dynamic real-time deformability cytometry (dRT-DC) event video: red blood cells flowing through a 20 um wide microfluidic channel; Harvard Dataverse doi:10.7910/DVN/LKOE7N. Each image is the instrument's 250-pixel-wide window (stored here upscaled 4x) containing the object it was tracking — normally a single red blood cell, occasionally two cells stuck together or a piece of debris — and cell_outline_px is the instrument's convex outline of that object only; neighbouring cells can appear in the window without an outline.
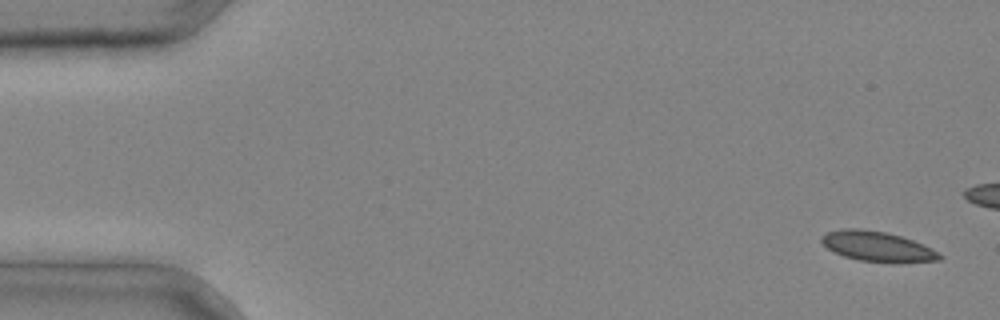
{"species": "common noctule bat (a hibernating species)", "species_latin": "Nyctalus noctula", "temperature_condition": "cold", "stored_images_in_passage": 3, "camera_frame_rate_fps": 3000, "um_per_image_px": 0.085, "animal": {"sex": "male", "body_mass_g": 20.4}, "frame": {"image": 1, "passage_image": 1, "time_ms": 0.0, "image_size_px": [1000, 320], "cell_outline_px": [[944, 256], [940, 260], [860, 260], [844, 256], [828, 248], [820, 240], [820, 236], [828, 232], [844, 228], [860, 228], [884, 232], [900, 236], [912, 240], [932, 248]], "centroid_in_image_um": [74.52, 20.89], "position_along_channel_um": 10.5, "area_um2": 19.65}}